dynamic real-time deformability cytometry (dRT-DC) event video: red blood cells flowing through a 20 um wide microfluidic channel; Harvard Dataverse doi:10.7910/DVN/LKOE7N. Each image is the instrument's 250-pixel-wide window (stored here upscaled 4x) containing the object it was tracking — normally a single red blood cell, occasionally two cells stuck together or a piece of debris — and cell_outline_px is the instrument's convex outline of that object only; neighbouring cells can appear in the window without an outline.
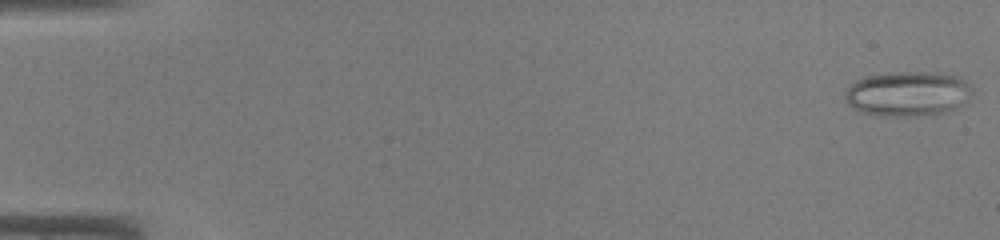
{"species": "common noctule bat (a hibernating species)", "species_latin": "Nyctalus noctula", "temperature_condition": "warm", "stored_images_in_passage": 45, "camera_frame_rate_fps": 3000, "um_per_image_px": 0.085, "animal": {"sex": "male", "body_mass_g": 19.0, "forearm_length_mm": 50.8}, "frame": {"image": 1, "passage_image": 1, "time_ms": 0.0, "image_size_px": [1000, 240], "cell_outline_px": [[972, 92], [968, 100], [964, 104], [956, 108], [944, 112], [904, 116], [876, 116], [860, 112], [848, 104], [844, 100], [844, 92], [856, 80], [868, 76], [888, 72], [932, 72], [956, 76], [964, 80], [972, 88]], "centroid_in_image_um": [77.13, 7.97], "position_along_channel_um": 7.9, "area_um2": 33.29}}
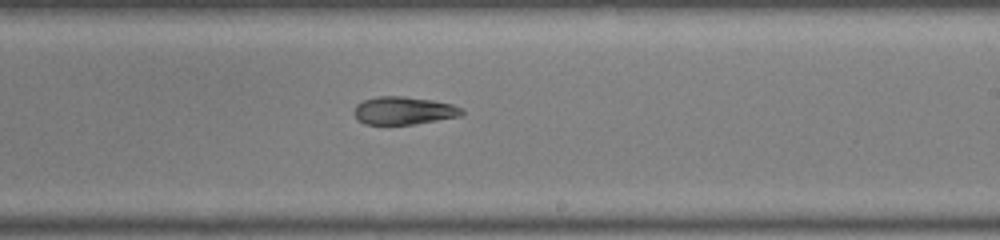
{"frame": {"image": 2, "passage_image": 28, "time_ms": 9.0, "image_size_px": [1000, 240], "cell_outline_px": [[464, 112], [460, 116], [412, 124], [364, 124], [352, 112], [356, 104], [364, 100], [376, 96], [404, 96], [432, 100], [452, 104], [464, 108]], "centroid_in_image_um": [34.31, 9.39], "position_along_channel_um": 254.7, "area_um2": 17.46}}
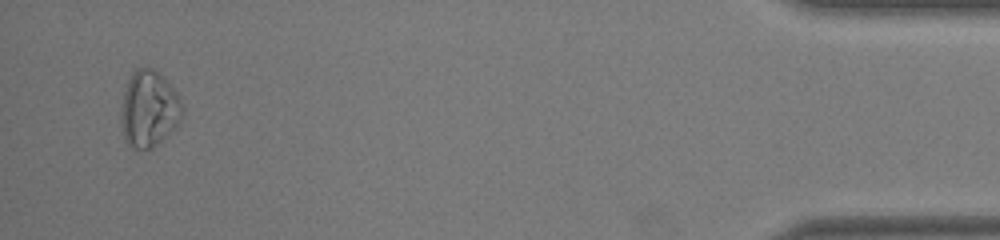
{"frame": {"image": 3, "passage_image": 44, "time_ms": 14.333, "image_size_px": [1000, 240], "cell_outline_px": [[184, 112], [180, 120], [148, 152], [128, 148], [124, 140], [120, 120], [120, 112], [124, 92], [128, 80], [132, 72], [136, 68], [152, 68], [160, 72], [176, 92], [184, 104]], "centroid_in_image_um": [12.63, 9.28], "position_along_channel_um": 422.6, "area_um2": 27.69}}